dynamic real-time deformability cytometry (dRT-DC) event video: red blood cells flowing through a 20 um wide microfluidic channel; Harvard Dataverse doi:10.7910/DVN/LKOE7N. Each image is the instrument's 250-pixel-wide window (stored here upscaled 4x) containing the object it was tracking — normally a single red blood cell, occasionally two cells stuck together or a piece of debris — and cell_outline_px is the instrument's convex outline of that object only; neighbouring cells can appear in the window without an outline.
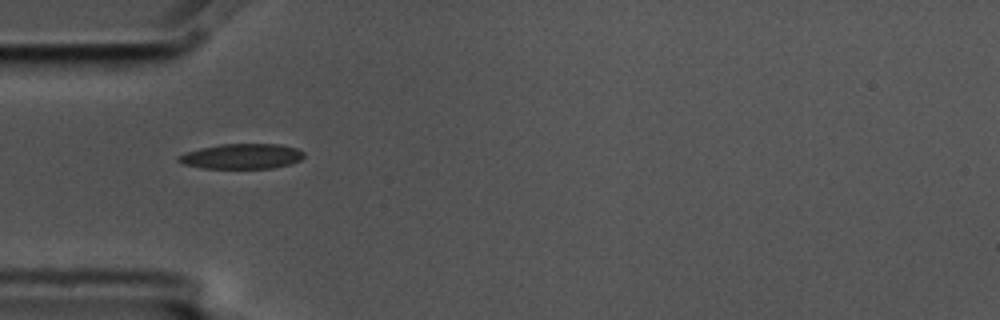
{"species": "common noctule bat (a hibernating species)", "species_latin": "Nyctalus noctula", "temperature_condition": "cold", "stored_images_in_passage": 6, "segment_of_instrument_passage": [2, 2], "camera_frame_rate_fps": 3000, "um_per_image_px": 0.085, "animal": {"sex": "male", "body_mass_g": 17.5, "forearm_length_mm": 52.3}, "frame": {"image": 1, "passage_image": 5, "time_ms": 1.333, "image_size_px": [1000, 320], "cell_outline_px": [[304, 156], [300, 160], [288, 164], [272, 168], [200, 168], [184, 164], [176, 160], [176, 156], [184, 152], [200, 148], [220, 144], [280, 144], [296, 148], [304, 152]], "centroid_in_image_um": [20.5, 13.28], "position_along_channel_um": 64.5, "area_um2": 18.44}}